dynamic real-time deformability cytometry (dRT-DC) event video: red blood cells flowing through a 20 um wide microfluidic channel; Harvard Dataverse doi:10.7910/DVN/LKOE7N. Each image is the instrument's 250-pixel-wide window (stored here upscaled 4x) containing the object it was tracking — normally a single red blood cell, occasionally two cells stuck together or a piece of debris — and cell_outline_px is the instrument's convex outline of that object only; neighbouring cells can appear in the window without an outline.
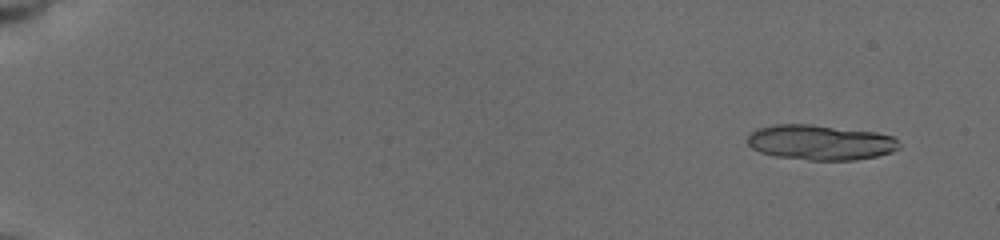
{"species": "common noctule bat (a hibernating species)", "species_latin": "Nyctalus noctula", "temperature_condition": "cold", "stored_images_in_passage": 21, "camera_frame_rate_fps": 3000, "um_per_image_px": 0.085, "animal": {"sex": "female", "body_mass_g": 19.5, "forearm_length_mm": 54.1}, "frame": {"image": 1, "passage_image": 5, "time_ms": 1.333, "image_size_px": [1000, 240], "cell_outline_px": [[900, 148], [892, 152], [876, 156], [856, 160], [808, 160], [776, 156], [760, 152], [752, 148], [748, 144], [748, 136], [752, 132], [760, 128], [776, 124], [812, 124], [876, 132], [892, 136], [900, 144]], "centroid_in_image_um": [69.75, 12.1], "position_along_channel_um": 15.2, "area_um2": 31.04}}